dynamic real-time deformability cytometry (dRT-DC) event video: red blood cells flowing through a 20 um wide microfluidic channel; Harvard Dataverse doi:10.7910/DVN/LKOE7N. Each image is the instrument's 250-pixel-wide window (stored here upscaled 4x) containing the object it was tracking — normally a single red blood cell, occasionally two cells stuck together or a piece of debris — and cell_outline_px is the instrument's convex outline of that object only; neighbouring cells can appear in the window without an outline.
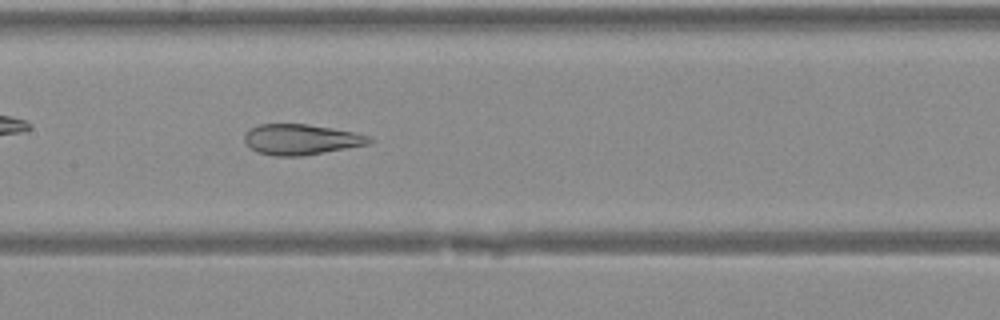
{"species": "Egyptian fruit bat (a non-hibernating species)", "species_latin": "Rousettus aegyptiacus", "temperature_condition": "warm", "stored_images_in_passage": 42, "camera_frame_rate_fps": 3000, "um_per_image_px": 0.085, "animal": {"sex": "female"}, "frame": {"image": 1, "passage_image": 22, "time_ms": 7.0, "image_size_px": [1000, 320], "cell_outline_px": [[372, 140], [368, 144], [304, 156], [276, 156], [256, 152], [244, 140], [244, 136], [252, 128], [260, 124], [308, 124], [332, 128], [372, 136]], "centroid_in_image_um": [25.61, 11.86], "position_along_channel_um": 181.8, "area_um2": 22.02}}
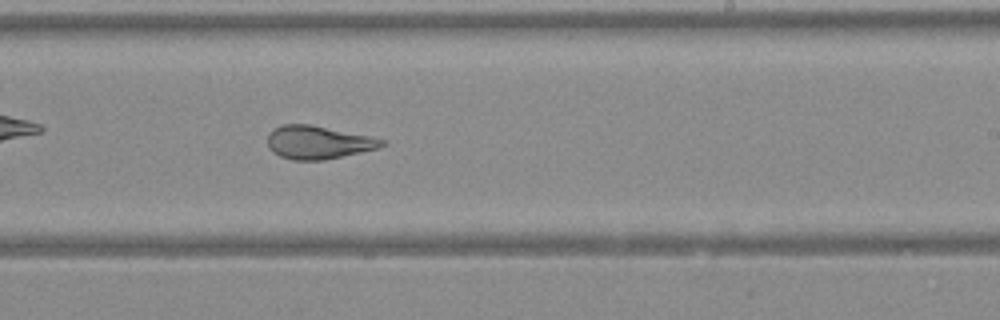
{"frame": {"image": 2, "passage_image": 27, "time_ms": 8.667, "image_size_px": [1000, 320], "cell_outline_px": [[388, 144], [376, 148], [360, 152], [324, 160], [292, 160], [280, 156], [272, 152], [268, 148], [268, 132], [272, 128], [284, 124], [308, 124], [388, 140]], "centroid_in_image_um": [27.01, 12.1], "position_along_channel_um": 262.0, "area_um2": 22.02}}
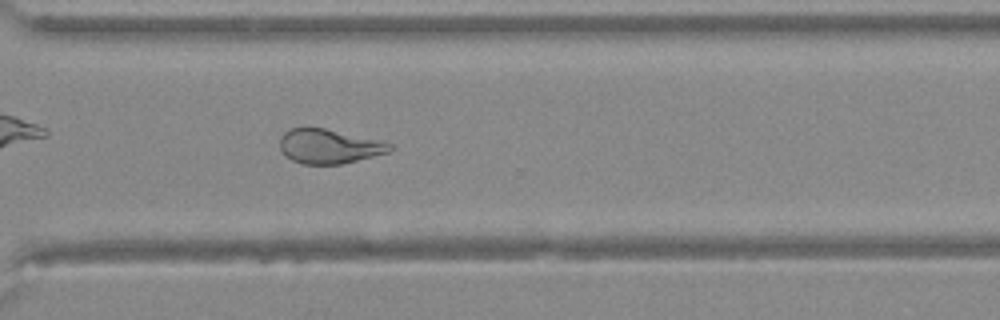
{"frame": {"image": 3, "passage_image": 32, "time_ms": 10.333, "image_size_px": [1000, 320], "cell_outline_px": [[392, 148], [388, 152], [340, 164], [304, 164], [292, 160], [280, 148], [280, 136], [288, 128], [324, 128], [392, 144]], "centroid_in_image_um": [27.91, 12.43], "position_along_channel_um": 342.7, "area_um2": 21.44}}